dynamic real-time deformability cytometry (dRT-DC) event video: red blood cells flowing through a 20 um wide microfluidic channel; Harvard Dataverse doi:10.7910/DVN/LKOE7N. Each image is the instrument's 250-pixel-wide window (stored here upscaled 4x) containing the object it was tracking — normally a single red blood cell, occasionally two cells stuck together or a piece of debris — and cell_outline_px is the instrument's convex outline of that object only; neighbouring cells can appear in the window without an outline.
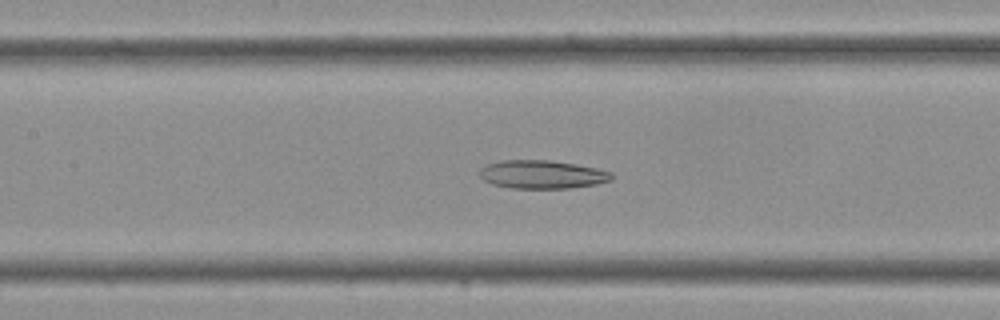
{"species": "Egyptian fruit bat (a non-hibernating species)", "species_latin": "Rousettus aegyptiacus", "temperature_condition": "cold", "stored_images_in_passage": 38, "camera_frame_rate_fps": 3000, "um_per_image_px": 0.085, "frame": {"image": 1, "passage_image": 17, "time_ms": 5.333, "image_size_px": [1000, 320], "cell_outline_px": [[612, 180], [596, 184], [568, 188], [512, 188], [492, 184], [484, 180], [480, 176], [480, 168], [488, 164], [500, 160], [552, 160], [576, 164], [596, 168], [612, 172]], "centroid_in_image_um": [46.08, 14.82], "position_along_channel_um": 161.3, "area_um2": 21.79}}
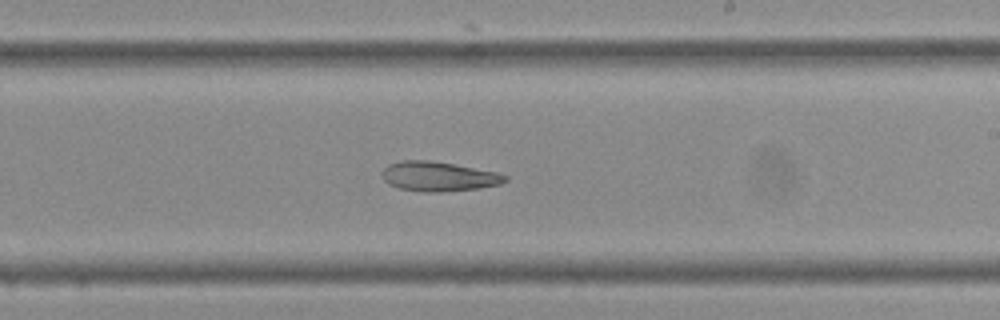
{"frame": {"image": 2, "passage_image": 22, "time_ms": 7.0, "image_size_px": [1000, 320], "cell_outline_px": [[508, 180], [500, 184], [480, 188], [440, 192], [420, 192], [400, 188], [388, 184], [384, 180], [380, 172], [388, 164], [400, 160], [428, 160], [452, 164], [496, 172], [508, 176]], "centroid_in_image_um": [37.24, 15.0], "position_along_channel_um": 251.8, "area_um2": 21.27}}
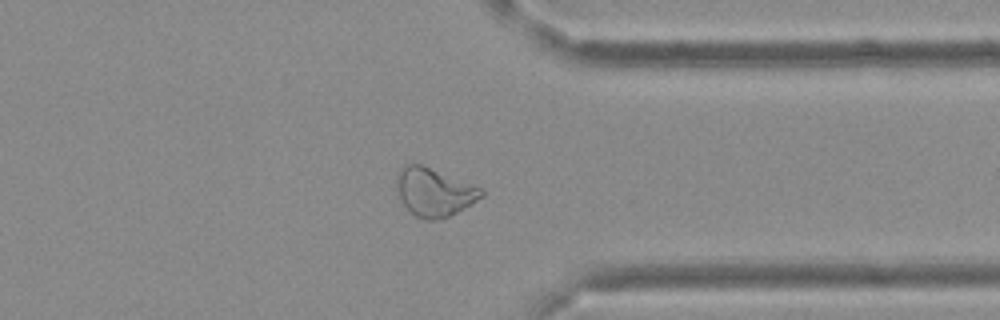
{"frame": {"image": 3, "passage_image": 29, "time_ms": 9.333, "image_size_px": [1000, 320], "cell_outline_px": [[484, 196], [464, 208], [448, 216], [436, 220], [424, 220], [416, 216], [404, 204], [396, 188], [396, 176], [400, 168], [404, 164], [420, 164], [480, 188], [484, 192]], "centroid_in_image_um": [36.87, 16.33], "position_along_channel_um": 374.5, "area_um2": 23.29}}